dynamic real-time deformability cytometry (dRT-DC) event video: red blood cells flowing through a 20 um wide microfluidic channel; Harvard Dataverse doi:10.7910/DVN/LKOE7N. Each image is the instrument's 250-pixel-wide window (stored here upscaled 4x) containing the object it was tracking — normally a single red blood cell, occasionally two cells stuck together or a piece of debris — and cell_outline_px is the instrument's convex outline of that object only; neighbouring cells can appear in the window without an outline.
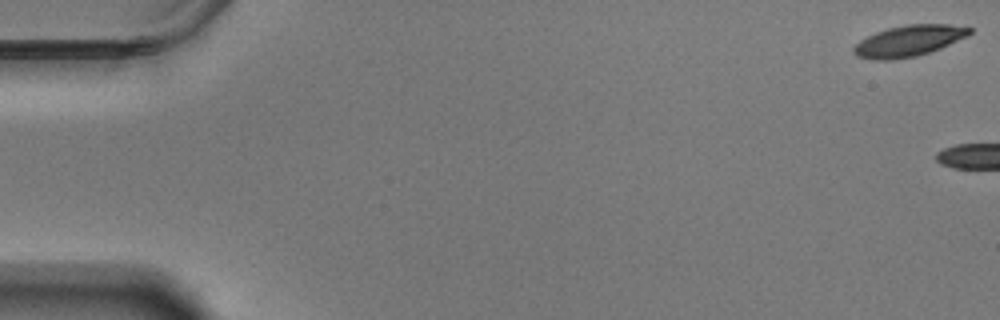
{"species": "Egyptian fruit bat (a non-hibernating species)", "species_latin": "Rousettus aegyptiacus", "temperature_condition": "warm", "stored_images_in_passage": 18, "camera_frame_rate_fps": 3000, "um_per_image_px": 0.085, "animal": {"sex": "male"}, "frame": {"image": 1, "passage_image": 1, "time_ms": 0.0, "image_size_px": [1000, 320], "cell_outline_px": [[972, 32], [968, 36], [940, 48], [916, 56], [888, 60], [872, 60], [856, 56], [852, 52], [852, 48], [860, 40], [876, 32], [888, 28], [904, 24], [948, 24], [972, 28]], "centroid_in_image_um": [77.22, 3.47], "position_along_channel_um": 7.8, "area_um2": 20.98}}
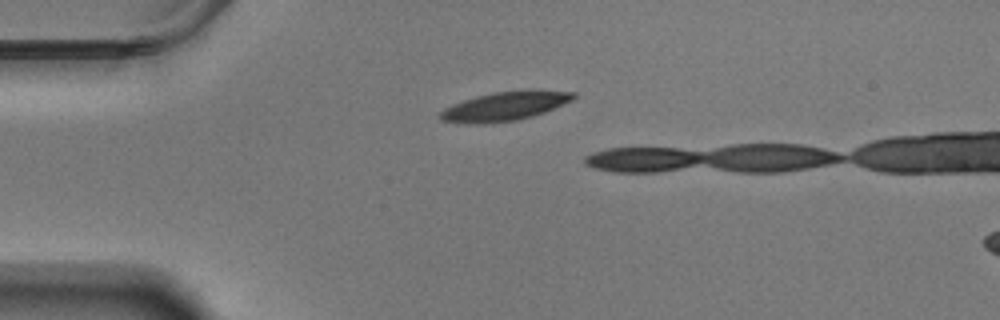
{"frame": {"image": 2, "passage_image": 15, "time_ms": 4.667, "image_size_px": [1000, 320], "cell_outline_px": [[576, 96], [572, 100], [544, 112], [532, 116], [516, 120], [476, 124], [472, 124], [440, 120], [436, 116], [444, 108], [452, 104], [476, 96], [492, 92], [532, 88], [576, 92]], "centroid_in_image_um": [42.92, 8.99], "position_along_channel_um": 42.1, "area_um2": 22.83}}